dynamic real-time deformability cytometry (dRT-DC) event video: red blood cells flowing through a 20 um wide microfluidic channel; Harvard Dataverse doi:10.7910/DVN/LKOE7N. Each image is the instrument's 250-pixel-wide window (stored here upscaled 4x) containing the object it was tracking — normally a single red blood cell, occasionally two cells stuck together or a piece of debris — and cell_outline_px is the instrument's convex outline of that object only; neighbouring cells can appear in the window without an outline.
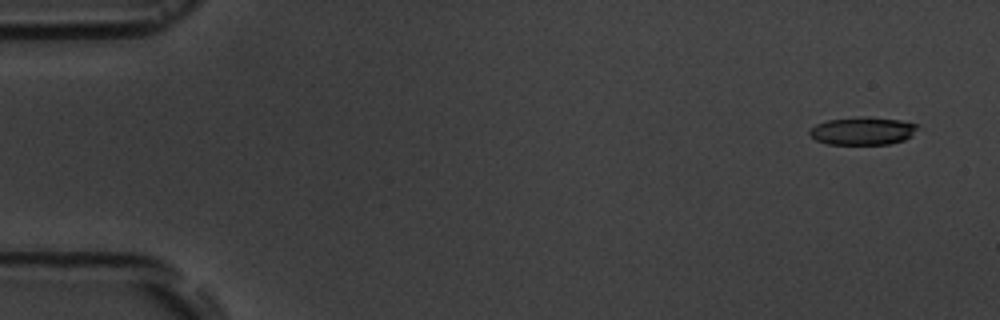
{"species": "common noctule bat (a hibernating species)", "species_latin": "Nyctalus noctula", "temperature_condition": "room temperature", "stored_images_in_passage": 5, "camera_frame_rate_fps": 3000, "um_per_image_px": 0.085, "animal": {"sex": "male", "body_mass_g": 19.5, "forearm_length_mm": 54.6}, "frame": {"image": 1, "passage_image": 1, "time_ms": 0.0, "image_size_px": [1000, 320], "cell_outline_px": [[920, 124], [912, 136], [904, 140], [888, 144], [828, 144], [816, 140], [808, 132], [816, 124], [828, 120], [900, 120]], "centroid_in_image_um": [73.36, 11.19], "position_along_channel_um": 11.6, "area_um2": 16.47}}
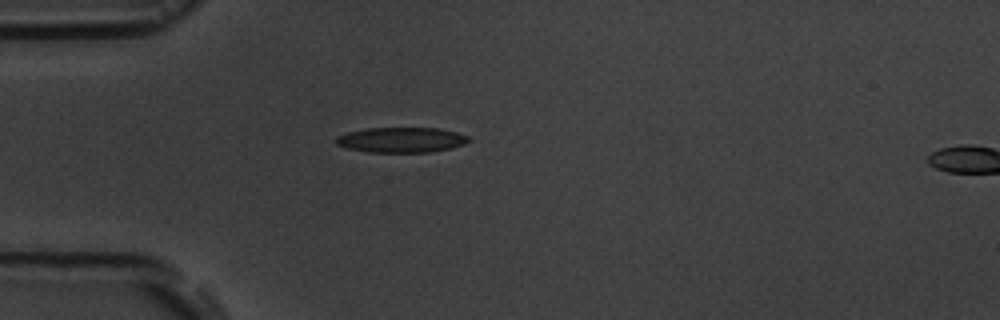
{"frame": {"image": 2, "passage_image": 4, "time_ms": 4.333, "image_size_px": [1000, 320], "cell_outline_px": [[472, 140], [464, 144], [452, 148], [432, 152], [368, 152], [348, 148], [336, 144], [336, 136], [348, 132], [368, 128], [436, 128], [456, 132], [468, 136]], "centroid_in_image_um": [34.14, 11.89], "position_along_channel_um": 50.9, "area_um2": 19.48}}